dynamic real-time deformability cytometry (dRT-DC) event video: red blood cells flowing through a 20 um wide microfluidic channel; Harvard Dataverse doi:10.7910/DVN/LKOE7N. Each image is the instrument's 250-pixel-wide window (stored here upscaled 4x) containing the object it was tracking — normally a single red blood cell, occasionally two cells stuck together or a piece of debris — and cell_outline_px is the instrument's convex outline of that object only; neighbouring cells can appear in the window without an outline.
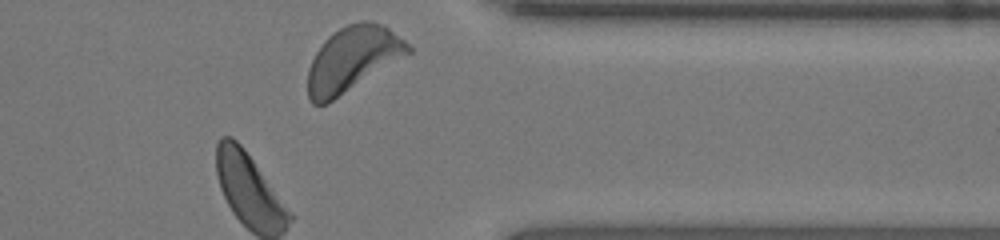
{"species": "human", "species_latin": "Homo sapiens", "temperature_condition": "room temperature", "stored_images_in_passage": 25, "camera_frame_rate_fps": 3000, "um_per_image_px": 0.085, "donor": {"sex": "female"}, "frame": {"image": 1, "passage_image": 25, "time_ms": 8.0, "image_size_px": [1000, 240], "cell_outline_px": [[412, 52], [332, 100], [324, 104], [312, 104], [308, 100], [308, 68], [316, 52], [324, 40], [332, 32], [348, 24], [360, 20], [368, 20], [380, 24], [388, 28], [404, 40], [412, 48]], "centroid_in_image_um": [29.95, 5.0], "position_along_channel_um": 381.5, "area_um2": 37.4}, "authors_computed_cell_mechanics": {"area_um2": 30.8074, "velocity_mm_per_s": 4.132, "shape_relaxation_time_tau1_ms": 1.7776, "shape_relaxation_time_tau2_ms": null, "deformation_change_tau1": 0.1058, "deformation_change_tau2": null}}